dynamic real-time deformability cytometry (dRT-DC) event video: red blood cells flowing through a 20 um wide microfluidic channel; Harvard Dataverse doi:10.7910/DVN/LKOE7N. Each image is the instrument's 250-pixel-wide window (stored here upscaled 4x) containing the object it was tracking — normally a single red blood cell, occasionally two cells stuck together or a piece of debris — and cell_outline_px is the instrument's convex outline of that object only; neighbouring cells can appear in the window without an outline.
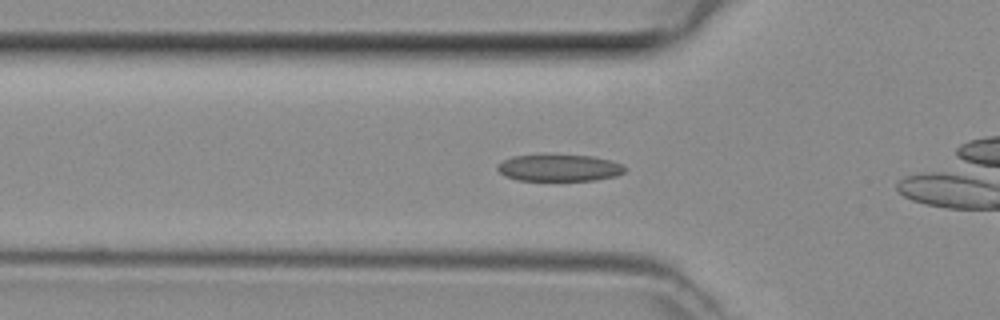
{"species": "common noctule bat (a hibernating species)", "species_latin": "Nyctalus noctula", "temperature_condition": "room temperature", "stored_images_in_passage": 10, "camera_frame_rate_fps": 3000, "um_per_image_px": 0.085, "animal": {"sex": "female", "body_mass_g": 29.2, "forearm_length_mm": 56.3}, "frame": {"image": 1, "passage_image": 5, "time_ms": 1.333, "image_size_px": [1000, 320], "cell_outline_px": [[624, 172], [616, 176], [596, 180], [516, 180], [504, 176], [496, 168], [496, 164], [512, 156], [544, 152], [592, 156], [612, 160], [624, 164]], "centroid_in_image_um": [47.49, 14.22], "position_along_channel_um": 78.3, "area_um2": 20.81}}
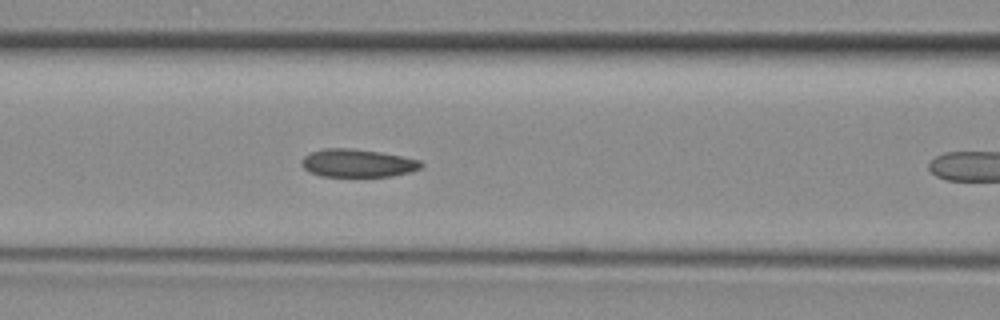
{"frame": {"image": 2, "passage_image": 9, "time_ms": 2.667, "image_size_px": [1000, 320], "cell_outline_px": [[424, 164], [420, 168], [412, 172], [392, 176], [320, 176], [308, 172], [300, 164], [300, 160], [304, 156], [312, 152], [328, 148], [348, 148], [380, 152], [420, 160]], "centroid_in_image_um": [30.38, 13.87], "position_along_channel_um": 136.2, "area_um2": 19.48}}